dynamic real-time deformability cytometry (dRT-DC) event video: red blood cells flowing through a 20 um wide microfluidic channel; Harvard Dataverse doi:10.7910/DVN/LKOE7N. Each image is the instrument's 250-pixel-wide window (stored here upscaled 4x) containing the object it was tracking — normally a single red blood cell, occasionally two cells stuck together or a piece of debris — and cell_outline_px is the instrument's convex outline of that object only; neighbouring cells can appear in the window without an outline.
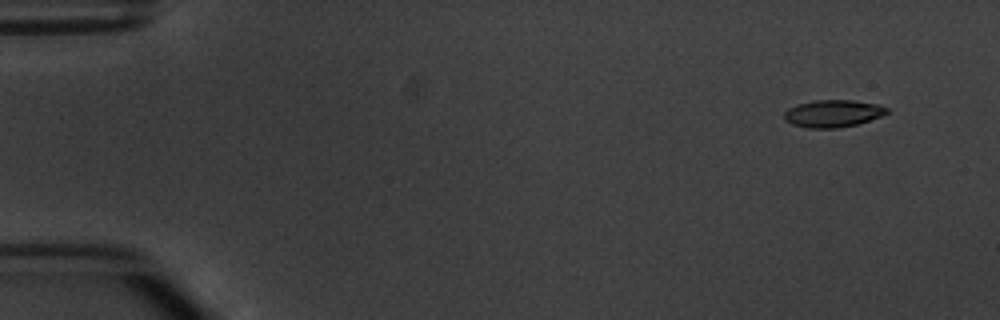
{"species": "common noctule bat (a hibernating species)", "species_latin": "Nyctalus noctula", "temperature_condition": "warm", "stored_images_in_passage": 5, "camera_frame_rate_fps": 3000, "um_per_image_px": 0.085, "animal": {"sex": "male", "body_mass_g": 20.1, "forearm_length_mm": 53.5}, "frame": {"image": 1, "passage_image": 1, "time_ms": 0.0, "image_size_px": [1000, 320], "cell_outline_px": [[888, 112], [880, 116], [856, 124], [836, 128], [808, 128], [792, 124], [784, 120], [784, 112], [788, 108], [800, 104], [816, 100], [852, 100], [880, 104], [888, 108]], "centroid_in_image_um": [70.79, 9.64], "position_along_channel_um": 14.2, "area_um2": 16.18}}
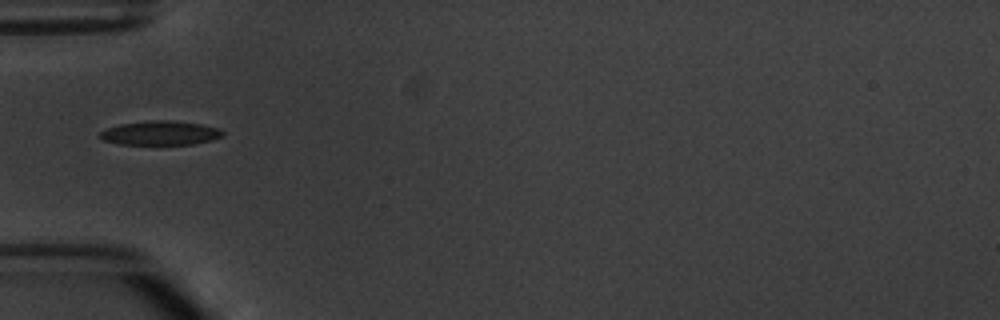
{"frame": {"image": 2, "passage_image": 5, "time_ms": 4.667, "image_size_px": [1000, 320], "cell_outline_px": [[224, 132], [220, 136], [212, 140], [192, 144], [120, 144], [104, 140], [100, 136], [100, 132], [108, 128], [120, 124], [148, 120], [168, 120], [200, 124], [220, 128]], "centroid_in_image_um": [13.64, 11.3], "position_along_channel_um": 71.4, "area_um2": 17.05}}